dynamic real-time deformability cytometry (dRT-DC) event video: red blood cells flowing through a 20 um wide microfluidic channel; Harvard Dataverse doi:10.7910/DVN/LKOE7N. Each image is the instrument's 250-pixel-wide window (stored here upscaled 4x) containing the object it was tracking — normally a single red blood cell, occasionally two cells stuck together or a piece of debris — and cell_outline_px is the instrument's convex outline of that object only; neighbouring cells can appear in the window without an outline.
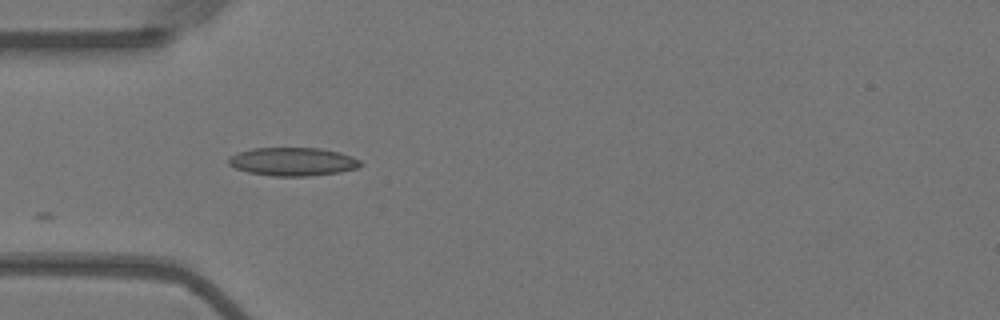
{"species": "Egyptian fruit bat (a non-hibernating species)", "species_latin": "Rousettus aegyptiacus", "temperature_condition": "warm", "stored_images_in_passage": 6, "camera_frame_rate_fps": 3000, "um_per_image_px": 0.085, "animal": {"sex": "female"}, "frame": {"image": 1, "passage_image": 1, "time_ms": 0.0, "image_size_px": [1000, 320], "cell_outline_px": [[364, 164], [360, 168], [340, 172], [312, 176], [272, 176], [248, 172], [236, 168], [228, 164], [228, 156], [236, 152], [252, 148], [320, 148], [340, 152], [352, 156], [360, 160]], "centroid_in_image_um": [24.91, 13.74], "position_along_channel_um": 60.1, "area_um2": 22.14}}
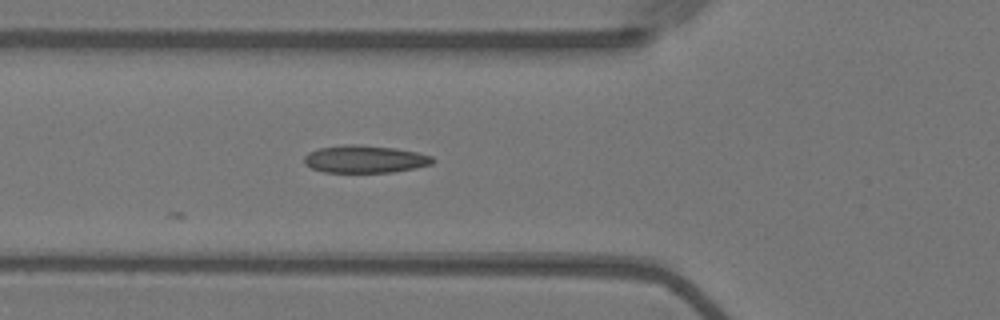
{"frame": {"image": 2, "passage_image": 4, "time_ms": 1.0, "image_size_px": [1000, 320], "cell_outline_px": [[436, 160], [432, 164], [416, 168], [392, 172], [324, 172], [312, 168], [304, 164], [304, 156], [308, 152], [320, 148], [344, 144], [360, 144], [396, 148], [416, 152], [432, 156]], "centroid_in_image_um": [31.02, 13.52], "position_along_channel_um": 94.8, "area_um2": 20.75}}